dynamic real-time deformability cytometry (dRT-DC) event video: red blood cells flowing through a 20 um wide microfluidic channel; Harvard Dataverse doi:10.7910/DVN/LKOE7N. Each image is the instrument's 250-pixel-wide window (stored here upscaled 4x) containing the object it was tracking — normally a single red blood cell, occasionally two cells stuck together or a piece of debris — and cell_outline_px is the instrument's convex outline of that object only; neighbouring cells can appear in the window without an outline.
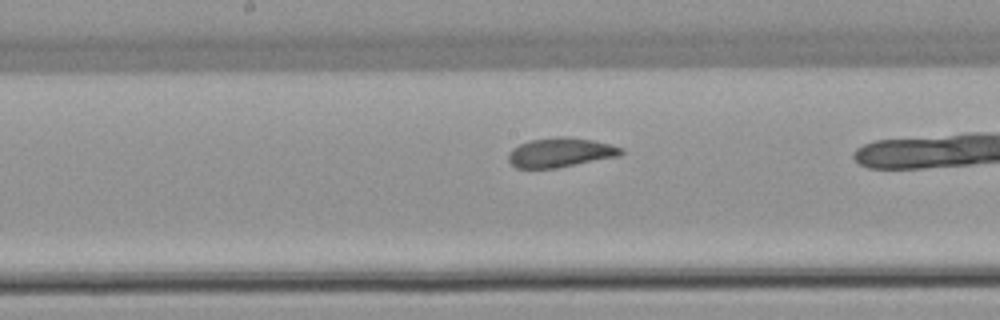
{"species": "common noctule bat (a hibernating species)", "species_latin": "Nyctalus noctula", "temperature_condition": "warm", "stored_images_in_passage": 26, "camera_frame_rate_fps": 3000, "um_per_image_px": 0.085, "animal": {"sex": "female", "body_mass_g": 22.7, "forearm_length_mm": 54.2}, "frame": {"image": 1, "passage_image": 12, "time_ms": 3.667, "image_size_px": [1000, 320], "cell_outline_px": [[624, 152], [620, 156], [556, 168], [516, 168], [508, 160], [508, 156], [512, 148], [520, 144], [532, 140], [556, 136], [568, 136], [592, 140], [624, 148]], "centroid_in_image_um": [47.65, 12.96], "position_along_channel_um": 200.5, "area_um2": 19.31}}
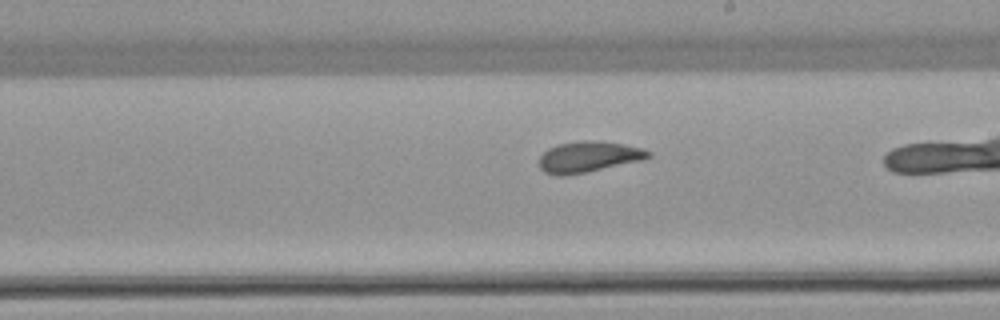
{"frame": {"image": 2, "passage_image": 15, "time_ms": 4.667, "image_size_px": [1000, 320], "cell_outline_px": [[652, 156], [640, 160], [584, 172], [564, 176], [556, 176], [544, 172], [540, 168], [540, 156], [548, 148], [560, 144], [580, 140], [596, 140], [624, 144], [640, 148], [652, 152]], "centroid_in_image_um": [49.99, 13.32], "position_along_channel_um": 239.0, "area_um2": 19.42}}